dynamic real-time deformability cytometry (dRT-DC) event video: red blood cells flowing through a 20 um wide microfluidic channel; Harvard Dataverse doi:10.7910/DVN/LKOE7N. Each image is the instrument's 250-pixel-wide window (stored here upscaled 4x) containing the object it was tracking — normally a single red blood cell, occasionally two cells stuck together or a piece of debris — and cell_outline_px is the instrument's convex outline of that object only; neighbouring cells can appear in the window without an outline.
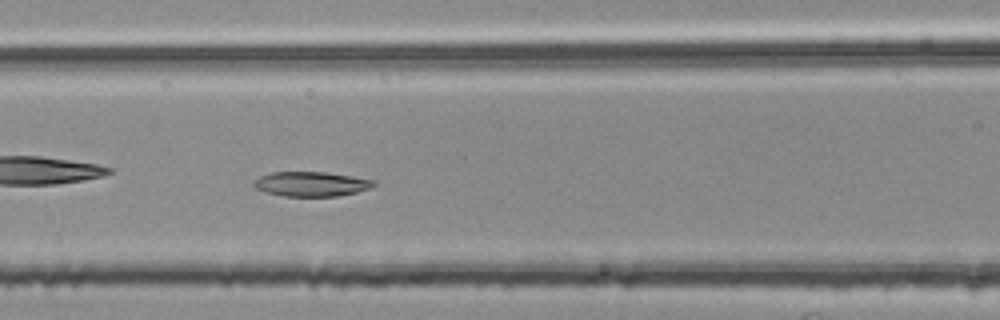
{"species": "common noctule bat (a hibernating species)", "species_latin": "Nyctalus noctula", "temperature_condition": "room temperature", "stored_images_in_passage": 32, "camera_frame_rate_fps": 3000, "um_per_image_px": 0.085, "animal": {"sex": "female", "body_mass_g": 25.1}, "frame": {"image": 1, "passage_image": 8, "time_ms": 2.333, "image_size_px": [1000, 320], "cell_outline_px": [[376, 184], [368, 188], [356, 192], [336, 196], [284, 196], [268, 192], [256, 188], [252, 184], [260, 176], [272, 172], [324, 172], [376, 180]], "centroid_in_image_um": [26.46, 15.63], "position_along_channel_um": 140.1, "area_um2": 16.94}}
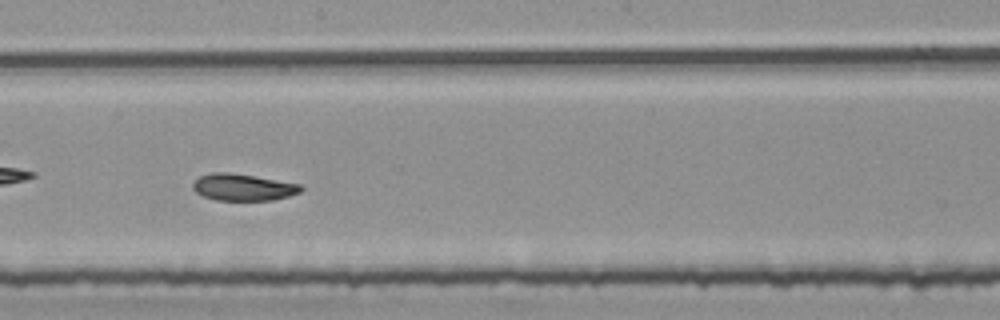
{"frame": {"image": 2, "passage_image": 15, "time_ms": 4.667, "image_size_px": [1000, 320], "cell_outline_px": [[304, 188], [300, 192], [288, 196], [272, 200], [216, 200], [204, 196], [196, 192], [192, 188], [192, 184], [200, 176], [212, 172], [228, 172], [300, 184]], "centroid_in_image_um": [20.64, 15.92], "position_along_channel_um": 227.6, "area_um2": 16.65}}
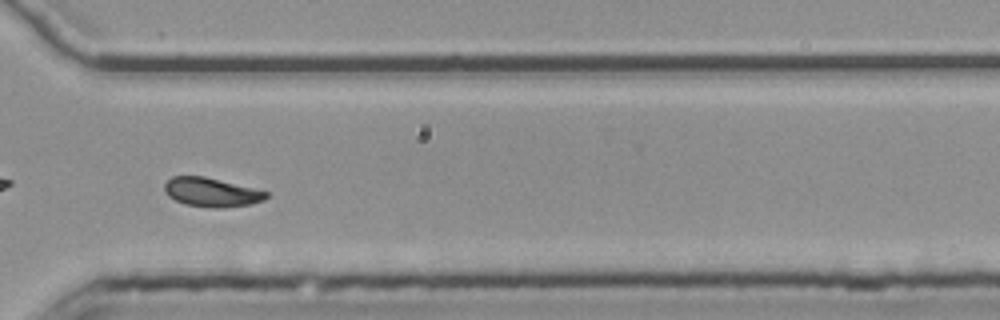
{"frame": {"image": 3, "passage_image": 25, "time_ms": 8.0, "image_size_px": [1000, 320], "cell_outline_px": [[268, 196], [264, 200], [248, 204], [220, 208], [216, 208], [184, 204], [168, 196], [164, 192], [164, 184], [172, 176], [204, 176], [268, 192]], "centroid_in_image_um": [17.93, 16.34], "position_along_channel_um": 352.7, "area_um2": 16.94}, "authors_computed_cell_mechanics": {"area_um2": 17.34, "velocity_mm_per_s": 3.7631, "shape_relaxation_time_tau1_ms": null, "shape_relaxation_time_tau2_ms": 3.2991, "deformation_change_tau1": null, "deformation_change_tau2": 0.0646}}